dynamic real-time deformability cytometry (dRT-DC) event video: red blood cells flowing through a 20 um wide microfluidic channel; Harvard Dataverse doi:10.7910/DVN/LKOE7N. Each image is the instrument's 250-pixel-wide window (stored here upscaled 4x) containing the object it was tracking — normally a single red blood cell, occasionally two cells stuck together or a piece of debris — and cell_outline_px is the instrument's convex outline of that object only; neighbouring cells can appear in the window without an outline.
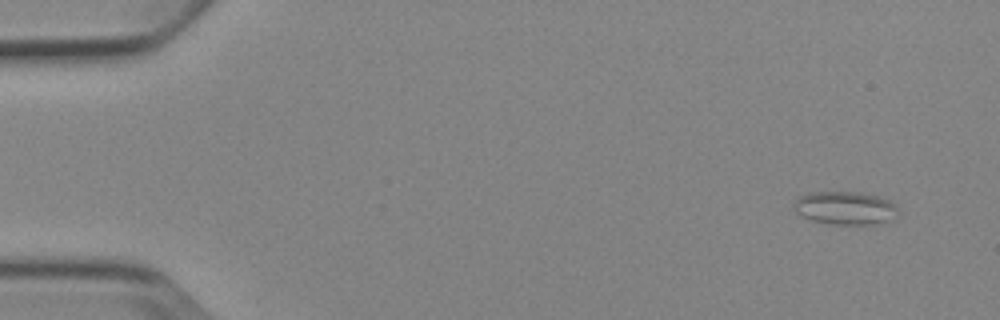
{"species": "Egyptian fruit bat (a non-hibernating species)", "species_latin": "Rousettus aegyptiacus", "temperature_condition": "cold", "stored_images_in_passage": 8, "camera_frame_rate_fps": 3000, "um_per_image_px": 0.085, "animal": {"sex": "female"}, "frame": {"image": 1, "passage_image": 1, "time_ms": 0.0, "image_size_px": [1000, 320], "cell_outline_px": [[900, 212], [896, 220], [872, 224], [832, 224], [812, 220], [796, 212], [792, 208], [792, 204], [800, 196], [808, 192], [860, 192], [876, 196], [888, 200], [896, 204]], "centroid_in_image_um": [71.89, 17.68], "position_along_channel_um": 13.1, "area_um2": 20.4}}
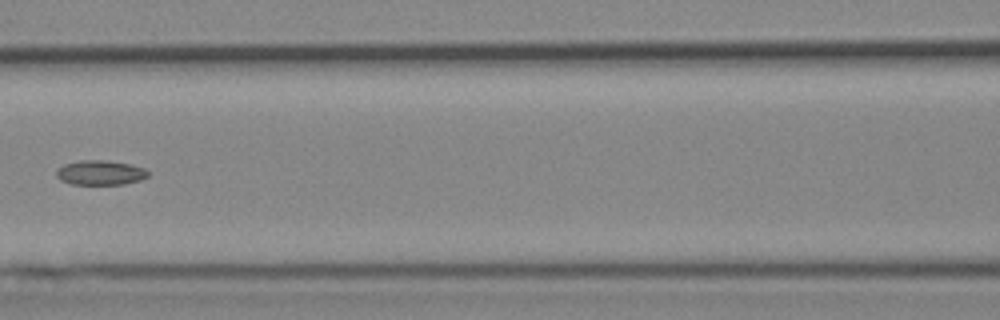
{"frame": {"image": 2, "passage_image": 7, "time_ms": 7.0, "image_size_px": [1000, 320], "cell_outline_px": [[148, 176], [140, 180], [124, 184], [72, 184], [60, 180], [56, 176], [56, 168], [64, 164], [80, 160], [104, 160], [128, 164], [144, 168], [148, 172]], "centroid_in_image_um": [8.48, 14.67], "position_along_channel_um": 158.1, "area_um2": 13.12}}
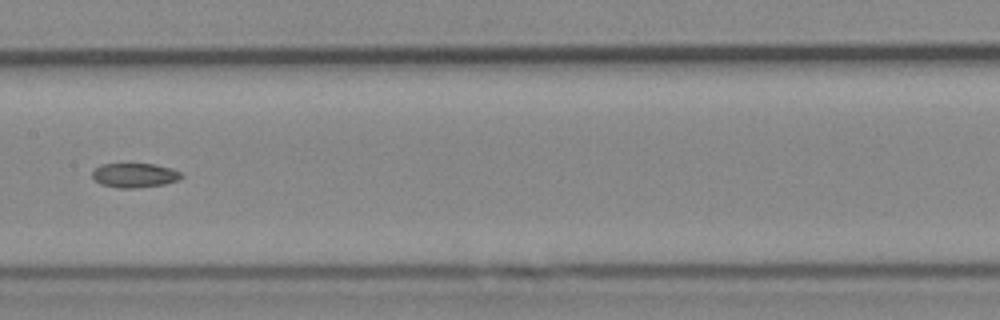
{"frame": {"image": 3, "passage_image": 8, "time_ms": 8.0, "image_size_px": [1000, 320], "cell_outline_px": [[184, 176], [180, 180], [164, 184], [136, 188], [120, 188], [100, 184], [92, 176], [92, 172], [100, 164], [156, 164], [172, 168], [180, 172]], "centroid_in_image_um": [11.48, 14.9], "position_along_channel_um": 195.9, "area_um2": 12.72}}